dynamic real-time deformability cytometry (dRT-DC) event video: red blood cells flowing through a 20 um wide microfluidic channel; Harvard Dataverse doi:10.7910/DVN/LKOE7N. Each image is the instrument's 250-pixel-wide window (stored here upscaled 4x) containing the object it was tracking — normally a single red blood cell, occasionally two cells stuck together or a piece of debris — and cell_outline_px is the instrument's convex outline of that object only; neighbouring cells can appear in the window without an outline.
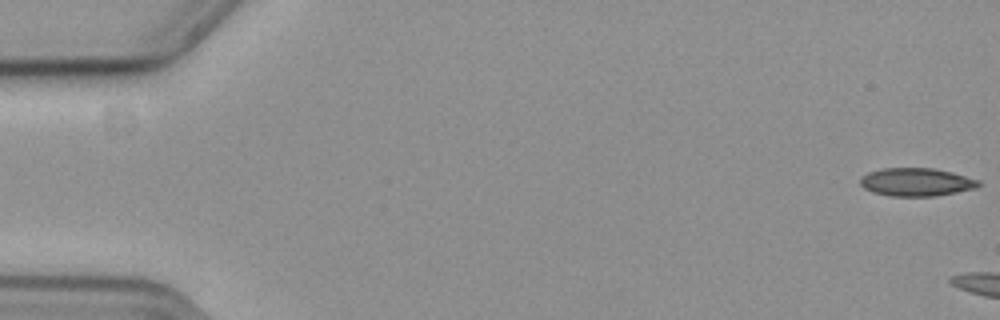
{"species": "common noctule bat (a hibernating species)", "species_latin": "Nyctalus noctula", "temperature_condition": "cold", "stored_images_in_passage": 15, "camera_frame_rate_fps": 3000, "um_per_image_px": 0.085, "animal": {"sex": "female", "body_mass_g": 19.3, "forearm_length_mm": 54.1}, "frame": {"image": 1, "passage_image": 1, "time_ms": 0.0, "image_size_px": [1000, 320], "cell_outline_px": [[980, 184], [976, 188], [936, 196], [892, 196], [872, 192], [864, 188], [860, 184], [860, 176], [868, 172], [880, 168], [932, 168], [952, 172], [980, 180]], "centroid_in_image_um": [77.86, 15.47], "position_along_channel_um": 7.1, "area_um2": 19.48}}
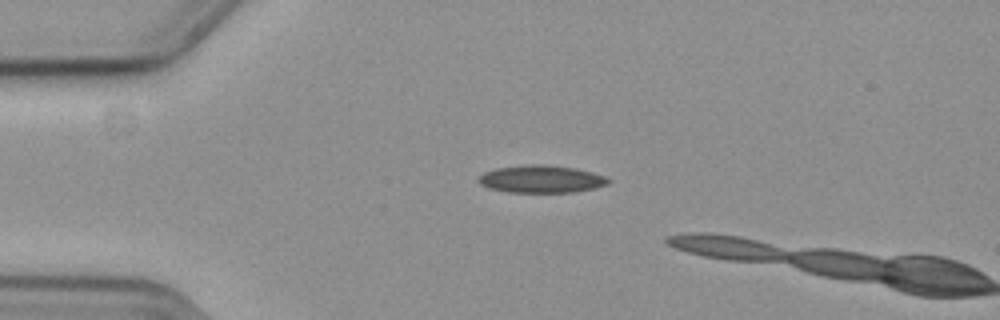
{"frame": {"image": 2, "passage_image": 14, "time_ms": 4.333, "image_size_px": [1000, 320], "cell_outline_px": [[612, 180], [608, 184], [592, 188], [572, 192], [508, 192], [488, 188], [480, 184], [476, 180], [484, 172], [496, 168], [528, 164], [548, 164], [576, 168], [592, 172], [604, 176]], "centroid_in_image_um": [45.99, 15.21], "position_along_channel_um": 39.0, "area_um2": 20.87}}